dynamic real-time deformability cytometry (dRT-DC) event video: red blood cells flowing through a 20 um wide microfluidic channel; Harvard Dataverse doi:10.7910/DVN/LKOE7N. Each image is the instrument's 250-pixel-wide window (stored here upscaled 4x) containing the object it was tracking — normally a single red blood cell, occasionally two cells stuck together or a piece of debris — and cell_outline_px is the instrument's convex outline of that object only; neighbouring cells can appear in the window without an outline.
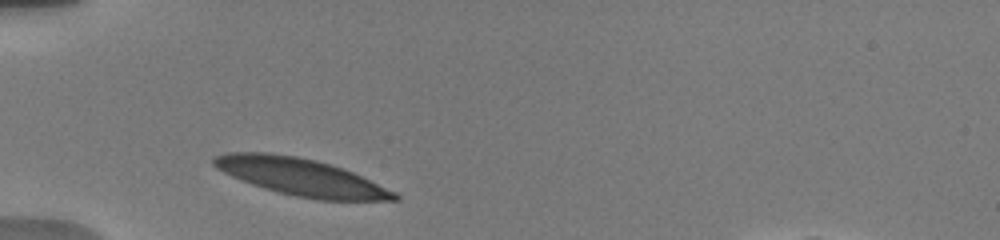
{"species": "human", "species_latin": "Homo sapiens", "temperature_condition": "warm", "stored_images_in_passage": 9, "camera_frame_rate_fps": 3000, "um_per_image_px": 0.085, "donor": {"sex": "male"}, "frame": {"image": 1, "passage_image": 2, "time_ms": 0.333, "image_size_px": [1000, 240], "cell_outline_px": [[400, 200], [316, 200], [296, 196], [264, 188], [252, 184], [232, 176], [216, 168], [212, 164], [212, 160], [216, 156], [224, 152], [268, 152], [296, 156], [316, 160], [352, 172], [396, 192], [400, 196]], "centroid_in_image_um": [25.56, 15.04], "position_along_channel_um": 59.4, "area_um2": 38.78}}
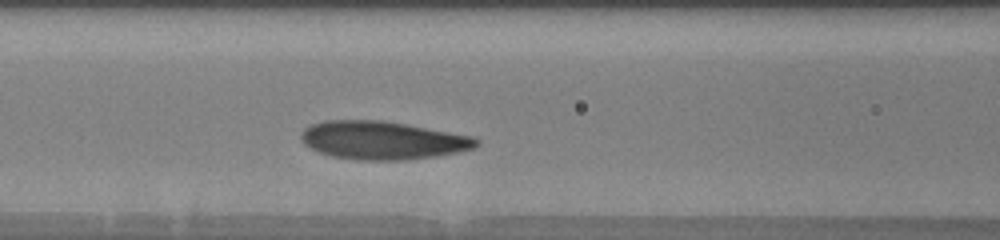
{"frame": {"image": 2, "passage_image": 7, "time_ms": 2.667, "image_size_px": [1000, 240], "cell_outline_px": [[480, 144], [476, 148], [436, 156], [404, 160], [356, 160], [332, 156], [320, 152], [304, 144], [300, 140], [300, 132], [308, 124], [324, 120], [384, 120], [472, 136], [480, 140]], "centroid_in_image_um": [32.49, 11.92], "position_along_channel_um": 134.1, "area_um2": 39.25}}
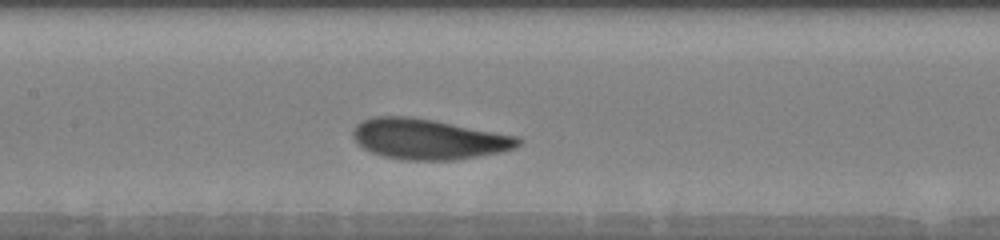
{"frame": {"image": 3, "passage_image": 9, "time_ms": 3.667, "image_size_px": [1000, 240], "cell_outline_px": [[524, 140], [516, 148], [500, 152], [480, 156], [452, 160], [404, 160], [384, 156], [372, 152], [356, 144], [352, 136], [352, 128], [360, 120], [372, 116], [412, 116], [520, 136]], "centroid_in_image_um": [36.41, 11.81], "position_along_channel_um": 171.0, "area_um2": 39.48}}